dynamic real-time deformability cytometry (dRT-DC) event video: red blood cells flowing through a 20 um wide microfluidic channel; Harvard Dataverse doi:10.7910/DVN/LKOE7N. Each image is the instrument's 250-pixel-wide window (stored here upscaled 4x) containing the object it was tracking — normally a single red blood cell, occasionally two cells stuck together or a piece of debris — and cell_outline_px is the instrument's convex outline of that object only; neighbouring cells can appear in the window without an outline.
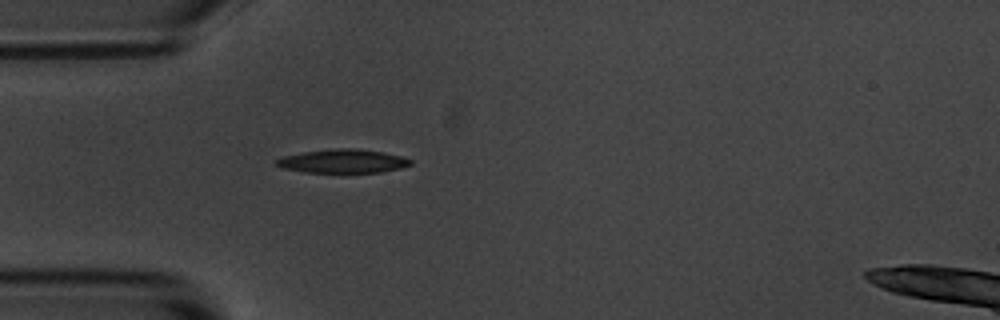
{"species": "common noctule bat (a hibernating species)", "species_latin": "Nyctalus noctula", "temperature_condition": "room temperature", "stored_images_in_passage": 40, "camera_frame_rate_fps": 3000, "um_per_image_px": 0.085, "animal": {"sex": "male", "body_mass_g": 20.1, "forearm_length_mm": 53.5}, "frame": {"image": 1, "passage_image": 1, "time_ms": 0.0, "image_size_px": [1000, 320], "cell_outline_px": [[412, 164], [400, 168], [380, 172], [304, 172], [280, 168], [276, 164], [276, 160], [284, 156], [304, 152], [332, 148], [356, 148], [384, 152], [400, 156], [412, 160]], "centroid_in_image_um": [29.14, 13.69], "position_along_channel_um": 55.9, "area_um2": 18.44}}
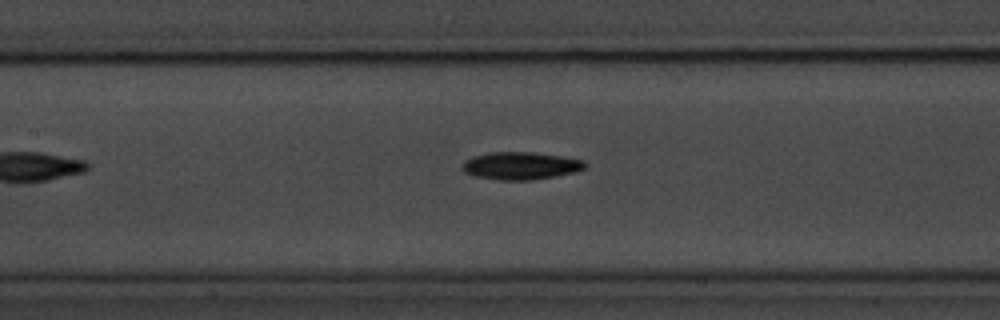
{"frame": {"image": 2, "passage_image": 10, "time_ms": 3.0, "image_size_px": [1000, 320], "cell_outline_px": [[584, 168], [572, 172], [556, 176], [532, 180], [500, 180], [476, 176], [464, 172], [460, 168], [464, 160], [472, 156], [488, 152], [532, 152], [560, 156], [584, 160]], "centroid_in_image_um": [44.18, 14.08], "position_along_channel_um": 163.2, "area_um2": 19.65}}
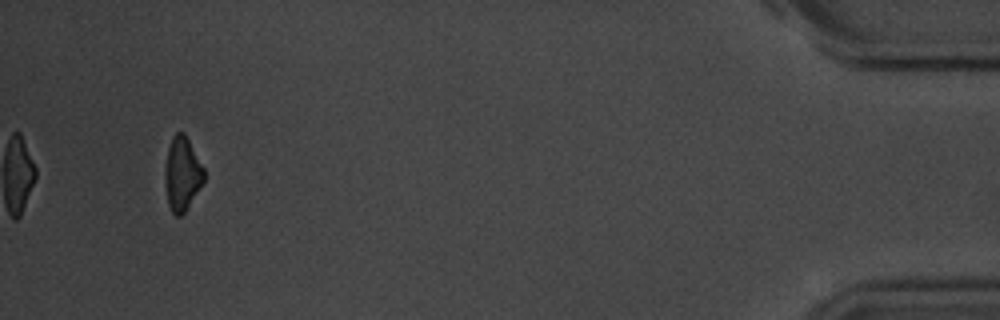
{"frame": {"image": 3, "passage_image": 37, "time_ms": 12.0, "image_size_px": [1000, 320], "cell_outline_px": [[204, 180], [184, 212], [180, 216], [176, 216], [172, 212], [168, 204], [164, 180], [164, 168], [168, 148], [172, 136], [176, 132], [184, 132], [204, 168]], "centroid_in_image_um": [15.46, 14.75], "position_along_channel_um": 419.7, "area_um2": 16.65}, "authors_computed_cell_mechanics": {"area_um2": 18.4382, "velocity_mm_per_s": 3.7078, "shape_relaxation_time_tau1_ms": 2.4936, "shape_relaxation_time_tau2_ms": null, "deformation_change_tau1": 0.1232, "deformation_change_tau2": null}}